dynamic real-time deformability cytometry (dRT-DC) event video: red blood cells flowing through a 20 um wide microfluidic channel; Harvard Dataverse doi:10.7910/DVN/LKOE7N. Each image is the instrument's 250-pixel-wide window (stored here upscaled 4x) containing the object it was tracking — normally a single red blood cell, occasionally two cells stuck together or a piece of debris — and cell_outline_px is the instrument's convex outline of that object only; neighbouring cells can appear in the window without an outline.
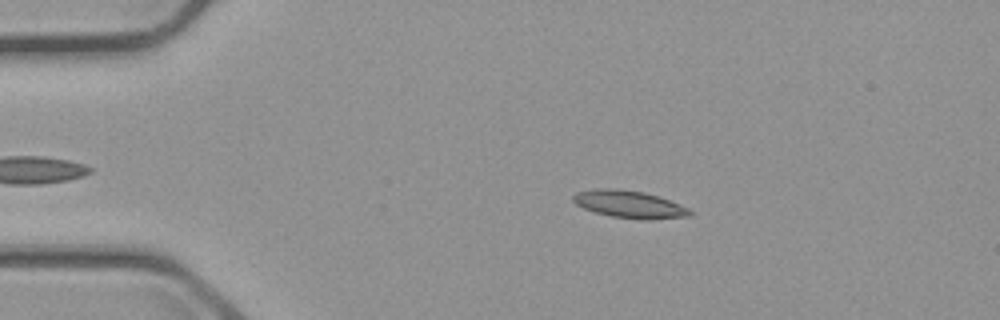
{"species": "common noctule bat (a hibernating species)", "species_latin": "Nyctalus noctula", "temperature_condition": "cold", "stored_images_in_passage": 5, "camera_frame_rate_fps": 3000, "um_per_image_px": 0.085, "animal": {"sex": "male", "body_mass_g": 23.1, "forearm_length_mm": 52.7}, "frame": {"image": 1, "passage_image": 3, "time_ms": 2.333, "image_size_px": [1000, 320], "cell_outline_px": [[692, 216], [648, 220], [612, 216], [596, 212], [584, 208], [576, 204], [572, 200], [572, 196], [576, 192], [596, 188], [616, 188], [644, 192], [680, 204], [688, 208], [692, 212]], "centroid_in_image_um": [53.49, 17.36], "position_along_channel_um": 31.5, "area_um2": 18.55}}
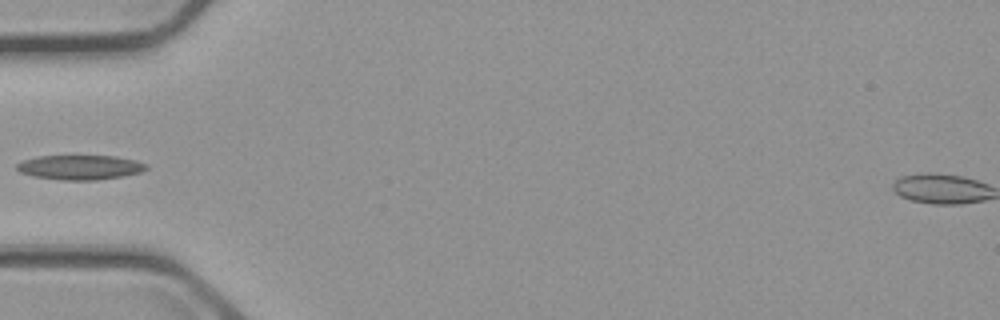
{"frame": {"image": 2, "passage_image": 5, "time_ms": 5.0, "image_size_px": [1000, 320], "cell_outline_px": [[148, 168], [140, 172], [120, 176], [96, 180], [60, 180], [36, 176], [20, 172], [16, 168], [16, 164], [24, 160], [36, 156], [112, 156], [136, 160], [148, 164]], "centroid_in_image_um": [6.8, 14.22], "position_along_channel_um": 78.2, "area_um2": 18.38}}